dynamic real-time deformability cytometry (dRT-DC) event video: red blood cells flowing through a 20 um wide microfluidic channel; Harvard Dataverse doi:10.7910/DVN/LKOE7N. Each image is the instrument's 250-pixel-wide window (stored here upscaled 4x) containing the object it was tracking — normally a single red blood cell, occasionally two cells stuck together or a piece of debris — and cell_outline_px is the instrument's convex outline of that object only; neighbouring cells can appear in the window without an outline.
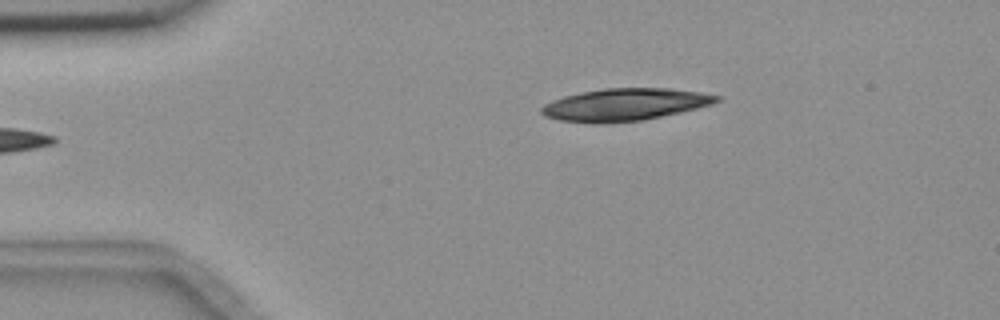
{"species": "common noctule bat (a hibernating species)", "species_latin": "Nyctalus noctula", "temperature_condition": "room temperature", "stored_images_in_passage": 5, "camera_frame_rate_fps": 3000, "um_per_image_px": 0.085, "animal": {"sex": "female", "body_mass_g": 18.4}, "frame": {"image": 1, "passage_image": 5, "time_ms": 4.667, "image_size_px": [1000, 320], "cell_outline_px": [[724, 96], [720, 100], [712, 104], [680, 112], [644, 120], [604, 124], [596, 124], [560, 120], [544, 116], [540, 112], [540, 108], [544, 104], [552, 100], [564, 96], [580, 92], [604, 88], [668, 88], [700, 92]], "centroid_in_image_um": [53.09, 8.89], "position_along_channel_um": 31.9, "area_um2": 33.23}}